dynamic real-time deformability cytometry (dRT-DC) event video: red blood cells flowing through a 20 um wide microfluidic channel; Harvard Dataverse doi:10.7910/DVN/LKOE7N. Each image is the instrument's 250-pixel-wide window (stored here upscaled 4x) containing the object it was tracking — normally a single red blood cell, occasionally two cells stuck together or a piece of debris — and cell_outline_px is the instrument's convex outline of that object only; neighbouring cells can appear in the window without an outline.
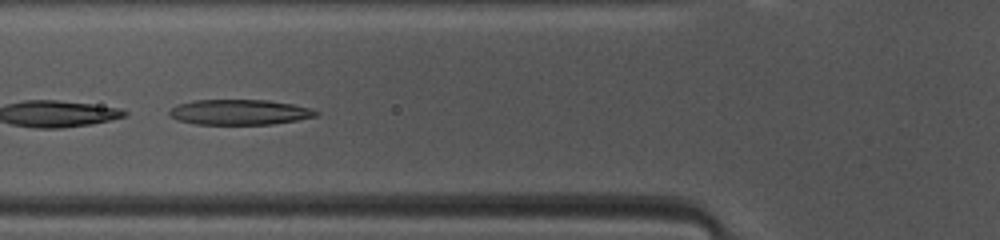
{"species": "common noctule bat (a hibernating species)", "species_latin": "Nyctalus noctula", "temperature_condition": "warm", "stored_images_in_passage": 27, "camera_frame_rate_fps": 3000, "um_per_image_px": 0.085, "animal": {"sex": "female", "body_mass_g": 10.0, "forearm_length_mm": 53.1}, "frame": {"image": 1, "passage_image": 8, "time_ms": 2.333, "image_size_px": [1000, 240], "cell_outline_px": [[320, 112], [316, 116], [296, 120], [272, 124], [196, 124], [176, 120], [168, 112], [176, 104], [196, 100], [268, 100], [292, 104], [312, 108]], "centroid_in_image_um": [20.36, 9.53], "position_along_channel_um": 105.4, "area_um2": 21.56}, "authors_computed_cell_mechanics": {"area_um2": 21.5016, "velocity_mm_per_s": 4.1202, "shape_relaxation_time_tau1_ms": null, "shape_relaxation_time_tau2_ms": 1.5787, "deformation_change_tau1": null, "deformation_change_tau2": 0.0816}}